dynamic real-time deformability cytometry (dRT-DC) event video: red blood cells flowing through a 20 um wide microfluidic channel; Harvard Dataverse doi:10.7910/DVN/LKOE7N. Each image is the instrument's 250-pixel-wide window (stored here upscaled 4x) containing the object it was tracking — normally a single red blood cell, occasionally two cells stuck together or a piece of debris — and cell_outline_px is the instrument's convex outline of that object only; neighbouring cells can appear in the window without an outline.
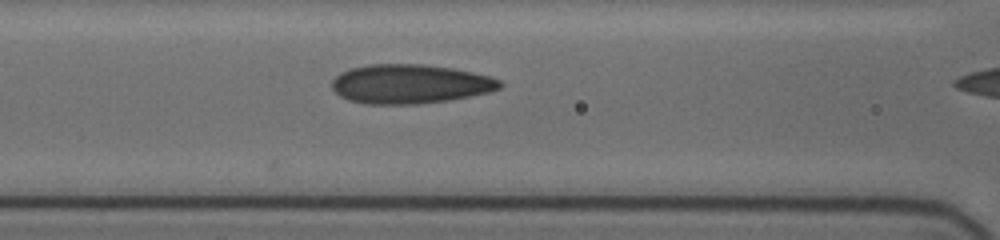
{"species": "human", "species_latin": "Homo sapiens", "temperature_condition": "cold", "stored_images_in_passage": 24, "camera_frame_rate_fps": 3000, "um_per_image_px": 0.085, "donor": {"sex": "female"}, "frame": {"image": 1, "passage_image": 10, "time_ms": 5.0, "image_size_px": [1000, 240], "cell_outline_px": [[504, 84], [500, 88], [488, 92], [448, 100], [420, 104], [368, 104], [348, 100], [340, 96], [332, 88], [332, 80], [340, 72], [352, 68], [372, 64], [420, 64], [452, 68], [492, 76], [500, 80]], "centroid_in_image_um": [34.85, 7.14], "position_along_channel_um": 131.7, "area_um2": 38.32}}
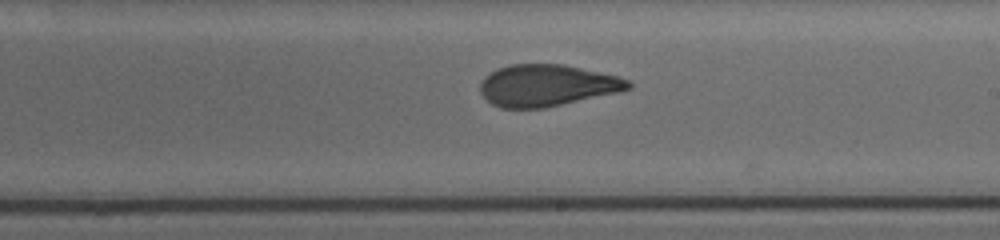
{"frame": {"image": 2, "passage_image": 17, "time_ms": 8.0, "image_size_px": [1000, 240], "cell_outline_px": [[632, 88], [616, 92], [544, 108], [500, 108], [492, 104], [480, 92], [480, 84], [484, 76], [496, 68], [508, 64], [564, 64], [620, 76], [628, 80], [632, 84]], "centroid_in_image_um": [46.47, 7.24], "position_along_channel_um": 242.5, "area_um2": 36.01}}
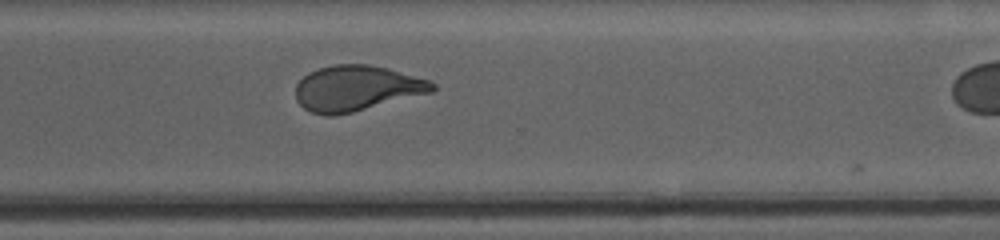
{"frame": {"image": 3, "passage_image": 23, "time_ms": 10.667, "image_size_px": [1000, 240], "cell_outline_px": [[436, 88], [432, 92], [352, 112], [332, 116], [328, 116], [312, 112], [304, 108], [296, 100], [296, 84], [308, 72], [332, 64], [368, 64], [388, 68], [428, 80], [436, 84]], "centroid_in_image_um": [30.29, 7.49], "position_along_channel_um": 340.3, "area_um2": 36.07}}